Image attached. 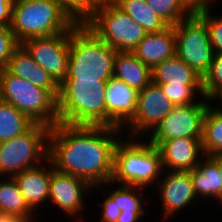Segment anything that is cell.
Here are the masks:
<instances>
[{
    "label": "cell",
    "instance_id": "obj_1",
    "mask_svg": "<svg viewBox=\"0 0 222 222\" xmlns=\"http://www.w3.org/2000/svg\"><path fill=\"white\" fill-rule=\"evenodd\" d=\"M121 132L117 127L58 123L49 134L48 158L56 170L101 186L112 180Z\"/></svg>",
    "mask_w": 222,
    "mask_h": 222
},
{
    "label": "cell",
    "instance_id": "obj_2",
    "mask_svg": "<svg viewBox=\"0 0 222 222\" xmlns=\"http://www.w3.org/2000/svg\"><path fill=\"white\" fill-rule=\"evenodd\" d=\"M108 80L65 79L59 85V123L106 126V85Z\"/></svg>",
    "mask_w": 222,
    "mask_h": 222
},
{
    "label": "cell",
    "instance_id": "obj_3",
    "mask_svg": "<svg viewBox=\"0 0 222 222\" xmlns=\"http://www.w3.org/2000/svg\"><path fill=\"white\" fill-rule=\"evenodd\" d=\"M143 139L145 137L124 135L116 144L114 173L109 186L113 188L114 184H124L144 189L156 186L163 173L161 154L156 146Z\"/></svg>",
    "mask_w": 222,
    "mask_h": 222
},
{
    "label": "cell",
    "instance_id": "obj_4",
    "mask_svg": "<svg viewBox=\"0 0 222 222\" xmlns=\"http://www.w3.org/2000/svg\"><path fill=\"white\" fill-rule=\"evenodd\" d=\"M116 52L80 23L70 34L66 79L109 80L113 77Z\"/></svg>",
    "mask_w": 222,
    "mask_h": 222
},
{
    "label": "cell",
    "instance_id": "obj_5",
    "mask_svg": "<svg viewBox=\"0 0 222 222\" xmlns=\"http://www.w3.org/2000/svg\"><path fill=\"white\" fill-rule=\"evenodd\" d=\"M75 24L54 0L13 1L10 28L20 44L29 38L69 31Z\"/></svg>",
    "mask_w": 222,
    "mask_h": 222
},
{
    "label": "cell",
    "instance_id": "obj_6",
    "mask_svg": "<svg viewBox=\"0 0 222 222\" xmlns=\"http://www.w3.org/2000/svg\"><path fill=\"white\" fill-rule=\"evenodd\" d=\"M1 101L11 104L35 124L50 128L59 123L57 99L42 87L0 69Z\"/></svg>",
    "mask_w": 222,
    "mask_h": 222
},
{
    "label": "cell",
    "instance_id": "obj_7",
    "mask_svg": "<svg viewBox=\"0 0 222 222\" xmlns=\"http://www.w3.org/2000/svg\"><path fill=\"white\" fill-rule=\"evenodd\" d=\"M83 24L116 51L133 52L147 35L145 29L116 4L95 7Z\"/></svg>",
    "mask_w": 222,
    "mask_h": 222
},
{
    "label": "cell",
    "instance_id": "obj_8",
    "mask_svg": "<svg viewBox=\"0 0 222 222\" xmlns=\"http://www.w3.org/2000/svg\"><path fill=\"white\" fill-rule=\"evenodd\" d=\"M51 128L34 124L23 135L0 142V177H13L48 159Z\"/></svg>",
    "mask_w": 222,
    "mask_h": 222
},
{
    "label": "cell",
    "instance_id": "obj_9",
    "mask_svg": "<svg viewBox=\"0 0 222 222\" xmlns=\"http://www.w3.org/2000/svg\"><path fill=\"white\" fill-rule=\"evenodd\" d=\"M174 30L175 55L203 77L215 55L205 22L193 13L174 25Z\"/></svg>",
    "mask_w": 222,
    "mask_h": 222
},
{
    "label": "cell",
    "instance_id": "obj_10",
    "mask_svg": "<svg viewBox=\"0 0 222 222\" xmlns=\"http://www.w3.org/2000/svg\"><path fill=\"white\" fill-rule=\"evenodd\" d=\"M209 105V99L202 96L196 103L175 106L147 135V140L157 147L163 140L202 138L203 120Z\"/></svg>",
    "mask_w": 222,
    "mask_h": 222
},
{
    "label": "cell",
    "instance_id": "obj_11",
    "mask_svg": "<svg viewBox=\"0 0 222 222\" xmlns=\"http://www.w3.org/2000/svg\"><path fill=\"white\" fill-rule=\"evenodd\" d=\"M76 23L69 31L47 37H33L21 45L51 78L60 85L68 74L70 34L79 25Z\"/></svg>",
    "mask_w": 222,
    "mask_h": 222
},
{
    "label": "cell",
    "instance_id": "obj_12",
    "mask_svg": "<svg viewBox=\"0 0 222 222\" xmlns=\"http://www.w3.org/2000/svg\"><path fill=\"white\" fill-rule=\"evenodd\" d=\"M174 107L161 87L151 82L139 91L136 113L122 128V133L131 138H147Z\"/></svg>",
    "mask_w": 222,
    "mask_h": 222
},
{
    "label": "cell",
    "instance_id": "obj_13",
    "mask_svg": "<svg viewBox=\"0 0 222 222\" xmlns=\"http://www.w3.org/2000/svg\"><path fill=\"white\" fill-rule=\"evenodd\" d=\"M162 174L154 189L156 197L160 199L158 201L161 202L160 215L163 214V221L175 218L188 206L200 204L197 203L199 199L195 194L189 171L163 170Z\"/></svg>",
    "mask_w": 222,
    "mask_h": 222
},
{
    "label": "cell",
    "instance_id": "obj_14",
    "mask_svg": "<svg viewBox=\"0 0 222 222\" xmlns=\"http://www.w3.org/2000/svg\"><path fill=\"white\" fill-rule=\"evenodd\" d=\"M91 190L92 186L85 180L60 172L51 163L49 206L53 204L59 212L61 210L66 216L79 220L82 212L86 211L85 200L91 195Z\"/></svg>",
    "mask_w": 222,
    "mask_h": 222
},
{
    "label": "cell",
    "instance_id": "obj_15",
    "mask_svg": "<svg viewBox=\"0 0 222 222\" xmlns=\"http://www.w3.org/2000/svg\"><path fill=\"white\" fill-rule=\"evenodd\" d=\"M139 91L111 77L106 85V127L123 128L135 115Z\"/></svg>",
    "mask_w": 222,
    "mask_h": 222
},
{
    "label": "cell",
    "instance_id": "obj_16",
    "mask_svg": "<svg viewBox=\"0 0 222 222\" xmlns=\"http://www.w3.org/2000/svg\"><path fill=\"white\" fill-rule=\"evenodd\" d=\"M163 170L190 171L205 157L202 138H175L163 140L158 146Z\"/></svg>",
    "mask_w": 222,
    "mask_h": 222
},
{
    "label": "cell",
    "instance_id": "obj_17",
    "mask_svg": "<svg viewBox=\"0 0 222 222\" xmlns=\"http://www.w3.org/2000/svg\"><path fill=\"white\" fill-rule=\"evenodd\" d=\"M13 177L30 209L39 215L38 209L41 210L43 205L44 207L46 205L47 208L50 197V159L48 158L40 165L23 170Z\"/></svg>",
    "mask_w": 222,
    "mask_h": 222
},
{
    "label": "cell",
    "instance_id": "obj_18",
    "mask_svg": "<svg viewBox=\"0 0 222 222\" xmlns=\"http://www.w3.org/2000/svg\"><path fill=\"white\" fill-rule=\"evenodd\" d=\"M5 69L16 77L47 89L57 99L59 85L33 60L32 56L21 44L13 51Z\"/></svg>",
    "mask_w": 222,
    "mask_h": 222
},
{
    "label": "cell",
    "instance_id": "obj_19",
    "mask_svg": "<svg viewBox=\"0 0 222 222\" xmlns=\"http://www.w3.org/2000/svg\"><path fill=\"white\" fill-rule=\"evenodd\" d=\"M175 30L168 26L163 31L147 33L144 39L133 51L136 57L151 69L175 56Z\"/></svg>",
    "mask_w": 222,
    "mask_h": 222
},
{
    "label": "cell",
    "instance_id": "obj_20",
    "mask_svg": "<svg viewBox=\"0 0 222 222\" xmlns=\"http://www.w3.org/2000/svg\"><path fill=\"white\" fill-rule=\"evenodd\" d=\"M195 194L200 200H217L222 207V179L217 164L205 156L200 164L189 171Z\"/></svg>",
    "mask_w": 222,
    "mask_h": 222
},
{
    "label": "cell",
    "instance_id": "obj_21",
    "mask_svg": "<svg viewBox=\"0 0 222 222\" xmlns=\"http://www.w3.org/2000/svg\"><path fill=\"white\" fill-rule=\"evenodd\" d=\"M151 74V68L142 63L134 52H116L113 77L141 91L152 82Z\"/></svg>",
    "mask_w": 222,
    "mask_h": 222
},
{
    "label": "cell",
    "instance_id": "obj_22",
    "mask_svg": "<svg viewBox=\"0 0 222 222\" xmlns=\"http://www.w3.org/2000/svg\"><path fill=\"white\" fill-rule=\"evenodd\" d=\"M156 85H202V77L176 55L151 69Z\"/></svg>",
    "mask_w": 222,
    "mask_h": 222
},
{
    "label": "cell",
    "instance_id": "obj_23",
    "mask_svg": "<svg viewBox=\"0 0 222 222\" xmlns=\"http://www.w3.org/2000/svg\"><path fill=\"white\" fill-rule=\"evenodd\" d=\"M4 178L0 177V213L16 216L27 222L39 221L40 217L26 203L14 177Z\"/></svg>",
    "mask_w": 222,
    "mask_h": 222
},
{
    "label": "cell",
    "instance_id": "obj_24",
    "mask_svg": "<svg viewBox=\"0 0 222 222\" xmlns=\"http://www.w3.org/2000/svg\"><path fill=\"white\" fill-rule=\"evenodd\" d=\"M107 185V186H106ZM109 182L102 184L101 186L92 187L91 191L95 189L101 190V188H107L102 193H107L114 201H117V206L121 210V213H136L143 221V217L147 214V210L145 207V193L144 188L132 186V185H124V184H116L118 187L109 189ZM106 186V187H105ZM111 191H109V190ZM108 191V192H105ZM144 200V201H143ZM145 207V208H144Z\"/></svg>",
    "mask_w": 222,
    "mask_h": 222
},
{
    "label": "cell",
    "instance_id": "obj_25",
    "mask_svg": "<svg viewBox=\"0 0 222 222\" xmlns=\"http://www.w3.org/2000/svg\"><path fill=\"white\" fill-rule=\"evenodd\" d=\"M116 5L141 25L147 33L160 32L168 27L148 6L146 0H118Z\"/></svg>",
    "mask_w": 222,
    "mask_h": 222
},
{
    "label": "cell",
    "instance_id": "obj_26",
    "mask_svg": "<svg viewBox=\"0 0 222 222\" xmlns=\"http://www.w3.org/2000/svg\"><path fill=\"white\" fill-rule=\"evenodd\" d=\"M34 124L16 107L0 101V142L23 135Z\"/></svg>",
    "mask_w": 222,
    "mask_h": 222
},
{
    "label": "cell",
    "instance_id": "obj_27",
    "mask_svg": "<svg viewBox=\"0 0 222 222\" xmlns=\"http://www.w3.org/2000/svg\"><path fill=\"white\" fill-rule=\"evenodd\" d=\"M202 148L205 156L222 154V114L216 112L211 104L203 120Z\"/></svg>",
    "mask_w": 222,
    "mask_h": 222
},
{
    "label": "cell",
    "instance_id": "obj_28",
    "mask_svg": "<svg viewBox=\"0 0 222 222\" xmlns=\"http://www.w3.org/2000/svg\"><path fill=\"white\" fill-rule=\"evenodd\" d=\"M146 3L168 26L177 25L193 14L181 0H146Z\"/></svg>",
    "mask_w": 222,
    "mask_h": 222
},
{
    "label": "cell",
    "instance_id": "obj_29",
    "mask_svg": "<svg viewBox=\"0 0 222 222\" xmlns=\"http://www.w3.org/2000/svg\"><path fill=\"white\" fill-rule=\"evenodd\" d=\"M159 86L175 106L196 103L198 99H200V97L204 96L203 85H159Z\"/></svg>",
    "mask_w": 222,
    "mask_h": 222
},
{
    "label": "cell",
    "instance_id": "obj_30",
    "mask_svg": "<svg viewBox=\"0 0 222 222\" xmlns=\"http://www.w3.org/2000/svg\"><path fill=\"white\" fill-rule=\"evenodd\" d=\"M211 7L196 14L205 22L214 53L218 54L222 53V15L210 14L212 13Z\"/></svg>",
    "mask_w": 222,
    "mask_h": 222
},
{
    "label": "cell",
    "instance_id": "obj_31",
    "mask_svg": "<svg viewBox=\"0 0 222 222\" xmlns=\"http://www.w3.org/2000/svg\"><path fill=\"white\" fill-rule=\"evenodd\" d=\"M202 85L203 94L206 98L222 88V53L214 55L209 70L202 77Z\"/></svg>",
    "mask_w": 222,
    "mask_h": 222
},
{
    "label": "cell",
    "instance_id": "obj_32",
    "mask_svg": "<svg viewBox=\"0 0 222 222\" xmlns=\"http://www.w3.org/2000/svg\"><path fill=\"white\" fill-rule=\"evenodd\" d=\"M20 45L10 26L0 24V69H5L13 51Z\"/></svg>",
    "mask_w": 222,
    "mask_h": 222
},
{
    "label": "cell",
    "instance_id": "obj_33",
    "mask_svg": "<svg viewBox=\"0 0 222 222\" xmlns=\"http://www.w3.org/2000/svg\"><path fill=\"white\" fill-rule=\"evenodd\" d=\"M76 23H84L91 15L93 8L89 0H54Z\"/></svg>",
    "mask_w": 222,
    "mask_h": 222
},
{
    "label": "cell",
    "instance_id": "obj_34",
    "mask_svg": "<svg viewBox=\"0 0 222 222\" xmlns=\"http://www.w3.org/2000/svg\"><path fill=\"white\" fill-rule=\"evenodd\" d=\"M102 201V202H101ZM97 204L98 209L101 208V214L98 222H116L121 210L117 206V201H114L109 195Z\"/></svg>",
    "mask_w": 222,
    "mask_h": 222
},
{
    "label": "cell",
    "instance_id": "obj_35",
    "mask_svg": "<svg viewBox=\"0 0 222 222\" xmlns=\"http://www.w3.org/2000/svg\"><path fill=\"white\" fill-rule=\"evenodd\" d=\"M13 0H0V24L11 25Z\"/></svg>",
    "mask_w": 222,
    "mask_h": 222
},
{
    "label": "cell",
    "instance_id": "obj_36",
    "mask_svg": "<svg viewBox=\"0 0 222 222\" xmlns=\"http://www.w3.org/2000/svg\"><path fill=\"white\" fill-rule=\"evenodd\" d=\"M182 3L192 12L198 13L205 10L211 5L214 6V3L218 0H181Z\"/></svg>",
    "mask_w": 222,
    "mask_h": 222
},
{
    "label": "cell",
    "instance_id": "obj_37",
    "mask_svg": "<svg viewBox=\"0 0 222 222\" xmlns=\"http://www.w3.org/2000/svg\"><path fill=\"white\" fill-rule=\"evenodd\" d=\"M209 102H210V104H212L211 106H212V108L216 111V112H218V113H220V114H222V88L221 89H218L217 91H215L209 98ZM218 101L219 103L218 104H215V105H213V101L215 102V101ZM221 103V104H220ZM220 104V105H219ZM218 105V106H217ZM215 106V107H214Z\"/></svg>",
    "mask_w": 222,
    "mask_h": 222
},
{
    "label": "cell",
    "instance_id": "obj_38",
    "mask_svg": "<svg viewBox=\"0 0 222 222\" xmlns=\"http://www.w3.org/2000/svg\"><path fill=\"white\" fill-rule=\"evenodd\" d=\"M140 222L141 218L136 213H120L116 222Z\"/></svg>",
    "mask_w": 222,
    "mask_h": 222
},
{
    "label": "cell",
    "instance_id": "obj_39",
    "mask_svg": "<svg viewBox=\"0 0 222 222\" xmlns=\"http://www.w3.org/2000/svg\"><path fill=\"white\" fill-rule=\"evenodd\" d=\"M118 0H89V5L94 9L95 7L105 4H116Z\"/></svg>",
    "mask_w": 222,
    "mask_h": 222
},
{
    "label": "cell",
    "instance_id": "obj_40",
    "mask_svg": "<svg viewBox=\"0 0 222 222\" xmlns=\"http://www.w3.org/2000/svg\"><path fill=\"white\" fill-rule=\"evenodd\" d=\"M0 222H27L19 217L0 213Z\"/></svg>",
    "mask_w": 222,
    "mask_h": 222
},
{
    "label": "cell",
    "instance_id": "obj_41",
    "mask_svg": "<svg viewBox=\"0 0 222 222\" xmlns=\"http://www.w3.org/2000/svg\"><path fill=\"white\" fill-rule=\"evenodd\" d=\"M209 157L217 164L218 172H219L221 179H222V154L213 155V156H209Z\"/></svg>",
    "mask_w": 222,
    "mask_h": 222
}]
</instances>
